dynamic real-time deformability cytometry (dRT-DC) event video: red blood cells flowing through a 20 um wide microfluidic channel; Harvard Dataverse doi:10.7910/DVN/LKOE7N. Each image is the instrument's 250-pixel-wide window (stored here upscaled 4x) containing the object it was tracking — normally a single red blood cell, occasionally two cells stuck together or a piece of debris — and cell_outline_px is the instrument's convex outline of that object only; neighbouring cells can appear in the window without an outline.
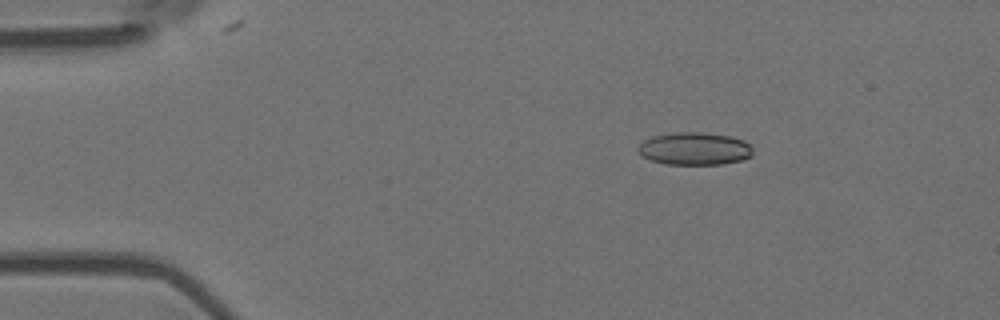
{"species": "Egyptian fruit bat (a non-hibernating species)", "species_latin": "Rousettus aegyptiacus", "temperature_condition": "room temperature", "stored_images_in_passage": 5, "camera_frame_rate_fps": 3000, "um_per_image_px": 0.085, "animal": {"sex": "female"}, "frame": {"image": 1, "passage_image": 3, "time_ms": 0.667, "image_size_px": [1000, 320], "cell_outline_px": [[752, 156], [740, 160], [724, 164], [664, 164], [640, 156], [636, 152], [636, 148], [644, 140], [652, 136], [676, 132], [700, 132], [728, 136], [744, 140], [752, 148]], "centroid_in_image_um": [58.99, 12.64], "position_along_channel_um": 26.0, "area_um2": 21.91}}